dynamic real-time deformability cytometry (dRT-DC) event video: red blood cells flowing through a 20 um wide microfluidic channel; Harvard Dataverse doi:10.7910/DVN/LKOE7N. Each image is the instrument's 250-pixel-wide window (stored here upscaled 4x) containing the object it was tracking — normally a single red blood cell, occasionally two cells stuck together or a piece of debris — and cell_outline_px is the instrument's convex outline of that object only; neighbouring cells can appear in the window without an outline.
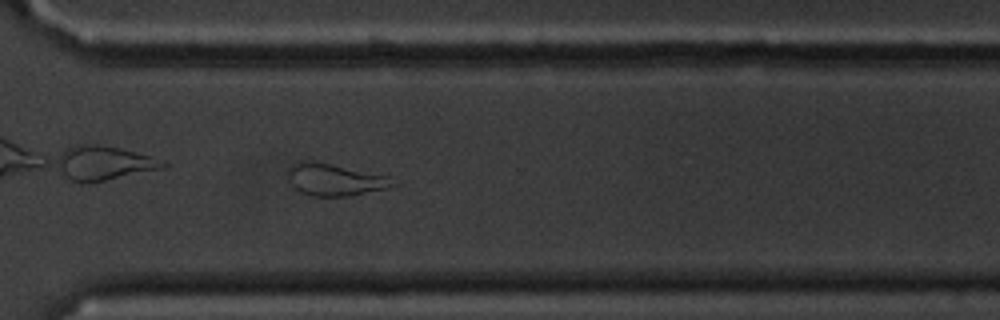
{"species": "common noctule bat (a hibernating species)", "species_latin": "Nyctalus noctula", "temperature_condition": "cold", "stored_images_in_passage": 56, "camera_frame_rate_fps": 3000, "um_per_image_px": 0.085, "animal": {"sex": "male", "body_mass_g": 20.1, "forearm_length_mm": 53.5}, "frame": {"image": 1, "passage_image": 40, "time_ms": 13.0, "image_size_px": [1000, 320], "cell_outline_px": [[400, 184], [388, 188], [348, 196], [312, 196], [300, 192], [288, 180], [288, 168], [296, 160], [312, 160], [388, 176]], "centroid_in_image_um": [28.44, 15.26], "position_along_channel_um": 342.2, "area_um2": 19.71}, "authors_computed_cell_mechanics": {"area_um2": 19.5653, "velocity_mm_per_s": 3.5599, "shape_relaxation_time_tau1_ms": null, "shape_relaxation_time_tau2_ms": 3.6938, "deformation_change_tau1": null, "deformation_change_tau2": 0.1145}}